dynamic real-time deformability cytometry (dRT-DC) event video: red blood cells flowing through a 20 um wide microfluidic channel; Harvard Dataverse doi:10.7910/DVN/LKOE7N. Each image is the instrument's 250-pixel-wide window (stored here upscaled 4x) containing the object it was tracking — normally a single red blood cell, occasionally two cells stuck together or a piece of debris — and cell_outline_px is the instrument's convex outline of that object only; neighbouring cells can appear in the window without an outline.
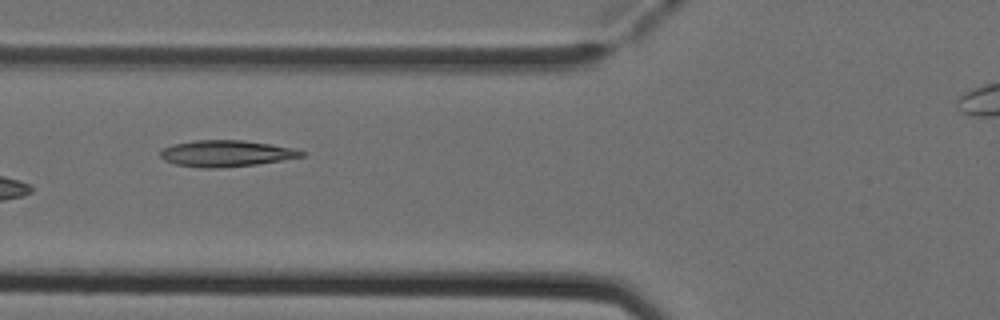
{"species": "Egyptian fruit bat (a non-hibernating species)", "species_latin": "Rousettus aegyptiacus", "temperature_condition": "cold", "stored_images_in_passage": 6, "camera_frame_rate_fps": 3000, "um_per_image_px": 0.085, "animal": {"sex": "female"}, "frame": {"image": 1, "passage_image": 5, "time_ms": 1.333, "image_size_px": [1000, 320], "cell_outline_px": [[308, 152], [304, 156], [256, 164], [220, 168], [204, 168], [176, 164], [164, 160], [160, 156], [160, 152], [164, 148], [172, 144], [196, 140], [244, 140], [272, 144], [296, 148]], "centroid_in_image_um": [19.26, 13.03], "position_along_channel_um": 106.5, "area_um2": 21.73}}
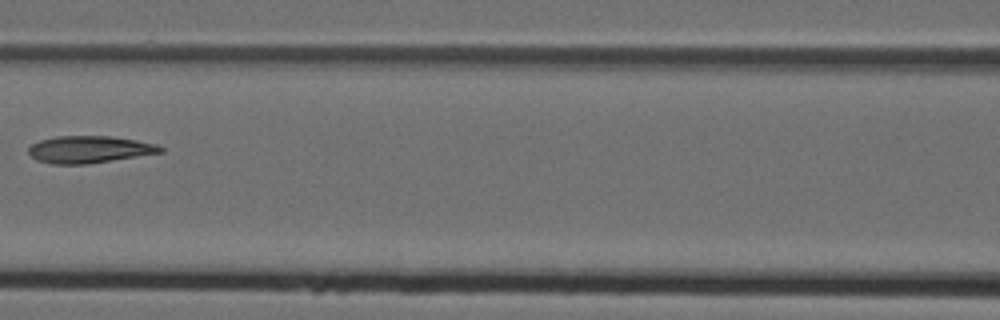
{"frame": {"image": 2, "passage_image": 6, "time_ms": 1.667, "image_size_px": [1000, 320], "cell_outline_px": [[164, 152], [88, 164], [52, 164], [36, 160], [28, 152], [28, 148], [32, 144], [40, 140], [56, 136], [112, 136], [136, 140], [156, 144], [164, 148]], "centroid_in_image_um": [7.59, 12.7], "position_along_channel_um": 159.0, "area_um2": 20.87}}